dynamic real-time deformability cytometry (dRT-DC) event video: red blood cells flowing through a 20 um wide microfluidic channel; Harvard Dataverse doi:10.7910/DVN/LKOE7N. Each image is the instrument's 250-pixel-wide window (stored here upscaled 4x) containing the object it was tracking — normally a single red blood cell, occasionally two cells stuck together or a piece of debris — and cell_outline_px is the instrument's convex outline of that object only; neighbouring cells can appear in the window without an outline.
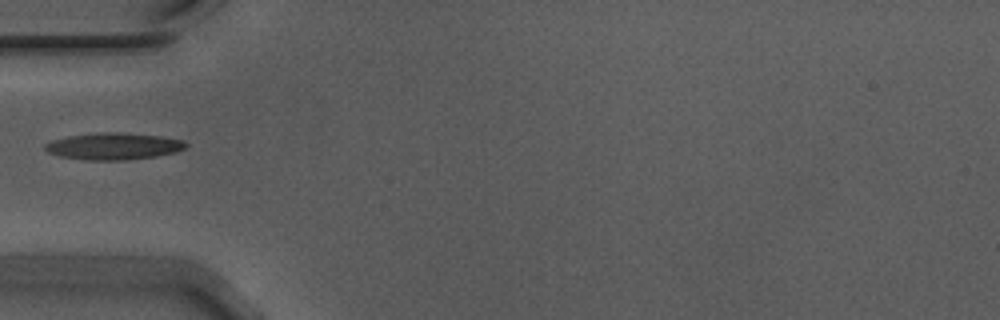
{"species": "Egyptian fruit bat (a non-hibernating species)", "species_latin": "Rousettus aegyptiacus", "temperature_condition": "warm", "stored_images_in_passage": 38, "camera_frame_rate_fps": 3000, "um_per_image_px": 0.085, "animal": {"sex": "male"}, "frame": {"image": 1, "passage_image": 1, "time_ms": 0.0, "image_size_px": [1000, 320], "cell_outline_px": [[188, 144], [184, 148], [176, 152], [156, 156], [124, 160], [88, 160], [60, 156], [48, 152], [44, 148], [44, 144], [52, 140], [68, 136], [104, 132], [120, 132], [160, 136], [184, 140]], "centroid_in_image_um": [9.66, 12.43], "position_along_channel_um": 75.3, "area_um2": 21.91}}
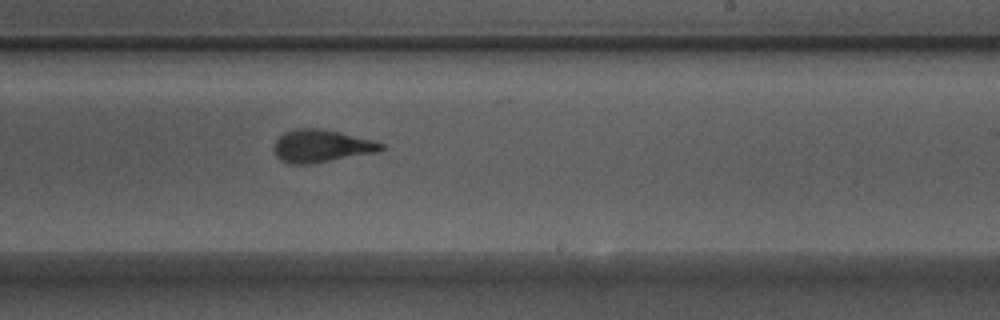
{"frame": {"image": 2, "passage_image": 16, "time_ms": 5.0, "image_size_px": [1000, 320], "cell_outline_px": [[384, 148], [380, 152], [308, 164], [288, 164], [280, 160], [276, 156], [272, 148], [276, 140], [284, 132], [296, 128], [320, 128], [340, 132], [372, 140], [384, 144]], "centroid_in_image_um": [27.29, 12.41], "position_along_channel_um": 261.7, "area_um2": 20.52}}
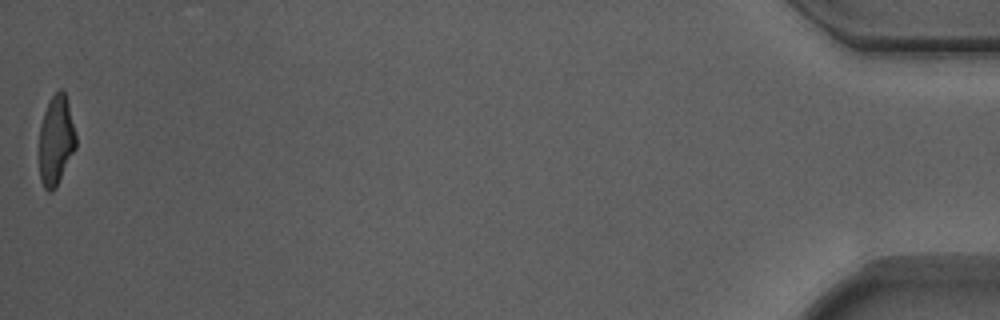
{"frame": {"image": 3, "passage_image": 38, "time_ms": 12.333, "image_size_px": [1000, 320], "cell_outline_px": [[76, 148], [56, 188], [52, 192], [48, 192], [44, 188], [40, 180], [40, 124], [48, 100], [60, 88], [64, 92], [68, 100], [76, 132]], "centroid_in_image_um": [4.78, 11.93], "position_along_channel_um": 430.4, "area_um2": 19.42}}